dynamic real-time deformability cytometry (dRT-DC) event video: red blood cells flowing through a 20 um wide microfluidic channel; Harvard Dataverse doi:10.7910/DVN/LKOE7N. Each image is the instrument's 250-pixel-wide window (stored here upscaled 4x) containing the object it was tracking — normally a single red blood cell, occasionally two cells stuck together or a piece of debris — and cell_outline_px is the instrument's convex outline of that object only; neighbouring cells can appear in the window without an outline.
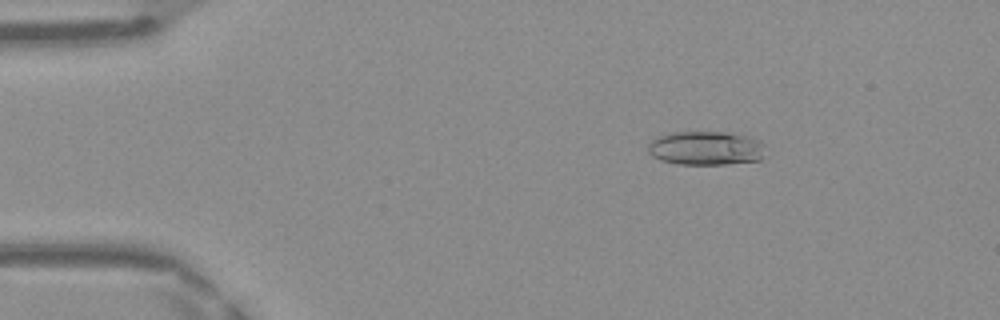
{"species": "Egyptian fruit bat (a non-hibernating species)", "species_latin": "Rousettus aegyptiacus", "temperature_condition": "warm", "stored_images_in_passage": 43, "camera_frame_rate_fps": 3000, "um_per_image_px": 0.085, "frame": {"image": 1, "passage_image": 2, "time_ms": 0.333, "image_size_px": [1000, 320], "cell_outline_px": [[764, 156], [760, 160], [724, 164], [680, 164], [660, 160], [652, 156], [648, 152], [648, 144], [656, 136], [668, 132], [740, 132], [760, 140], [764, 144]], "centroid_in_image_um": [60.02, 12.57], "position_along_channel_um": 25.0, "area_um2": 23.7}}
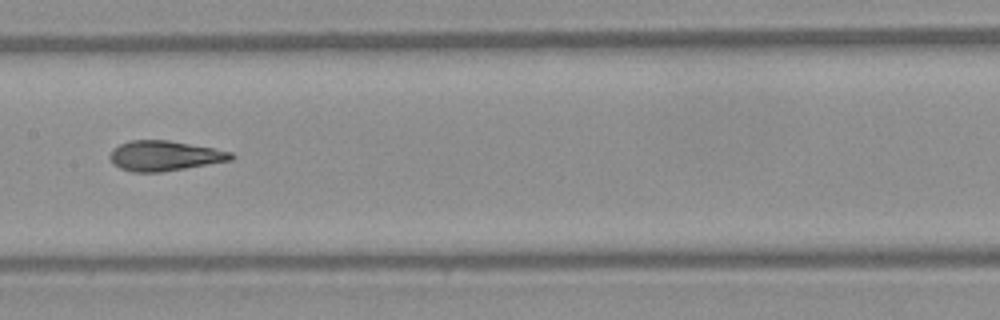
{"frame": {"image": 2, "passage_image": 19, "time_ms": 6.0, "image_size_px": [1000, 320], "cell_outline_px": [[236, 156], [232, 160], [160, 172], [132, 172], [120, 168], [112, 164], [108, 156], [112, 148], [128, 140], [168, 140], [212, 148], [232, 152]], "centroid_in_image_um": [13.93, 13.24], "position_along_channel_um": 193.5, "area_um2": 21.27}}
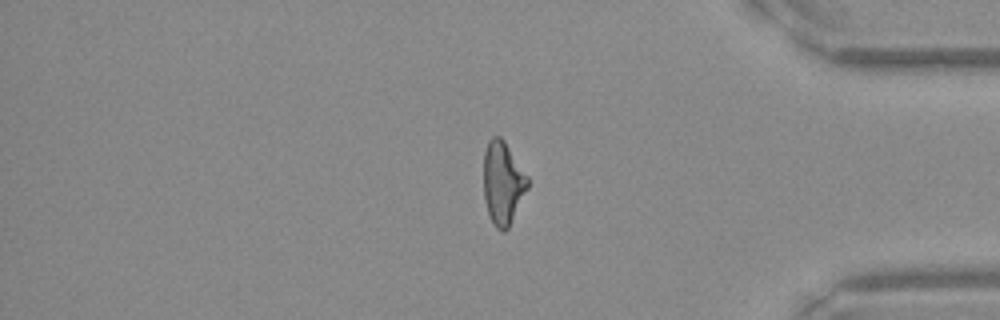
{"frame": {"image": 3, "passage_image": 35, "time_ms": 11.333, "image_size_px": [1000, 320], "cell_outline_px": [[528, 188], [508, 228], [504, 232], [496, 228], [488, 212], [484, 200], [484, 152], [488, 140], [492, 136], [500, 136], [504, 140], [528, 176]], "centroid_in_image_um": [42.74, 15.53], "position_along_channel_um": 392.5, "area_um2": 21.21}, "authors_computed_cell_mechanics": {"area_um2": 21.5594, "velocity_mm_per_s": 4.2015, "shape_relaxation_time_tau1_ms": null, "shape_relaxation_time_tau2_ms": 1.8484, "deformation_change_tau1": null, "deformation_change_tau2": 0.0936}}